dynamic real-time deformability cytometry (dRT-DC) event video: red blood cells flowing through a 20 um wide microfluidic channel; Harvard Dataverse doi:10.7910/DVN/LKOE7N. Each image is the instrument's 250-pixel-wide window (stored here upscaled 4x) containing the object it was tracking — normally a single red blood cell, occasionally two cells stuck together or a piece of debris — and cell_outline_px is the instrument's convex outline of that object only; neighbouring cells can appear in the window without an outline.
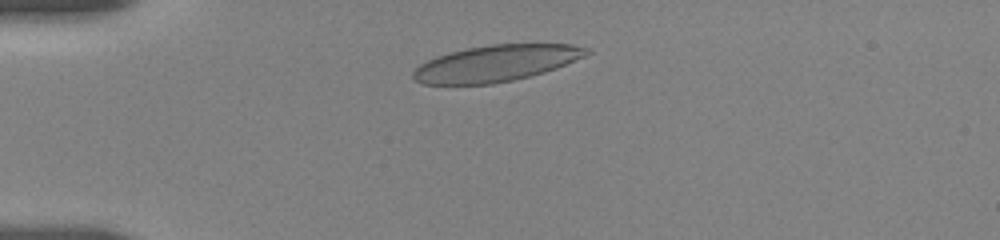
{"species": "human", "species_latin": "Homo sapiens", "temperature_condition": "room temperature", "stored_images_in_passage": 14, "camera_frame_rate_fps": 3000, "um_per_image_px": 0.085, "donor": {"sex": "female"}, "frame": {"image": 1, "passage_image": 8, "time_ms": 2.0, "image_size_px": [1000, 240], "cell_outline_px": [[592, 52], [584, 56], [556, 68], [544, 72], [512, 80], [492, 84], [424, 84], [416, 80], [412, 76], [412, 72], [420, 64], [436, 56], [468, 48], [492, 44], [572, 44], [592, 48]], "centroid_in_image_um": [42.19, 5.37], "position_along_channel_um": 42.8, "area_um2": 36.47}}